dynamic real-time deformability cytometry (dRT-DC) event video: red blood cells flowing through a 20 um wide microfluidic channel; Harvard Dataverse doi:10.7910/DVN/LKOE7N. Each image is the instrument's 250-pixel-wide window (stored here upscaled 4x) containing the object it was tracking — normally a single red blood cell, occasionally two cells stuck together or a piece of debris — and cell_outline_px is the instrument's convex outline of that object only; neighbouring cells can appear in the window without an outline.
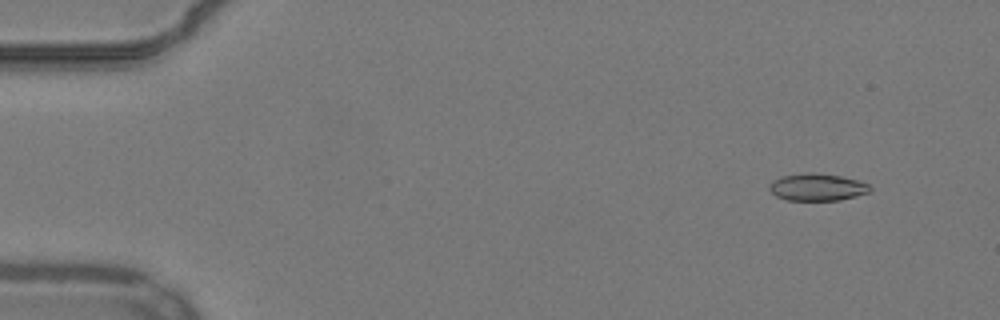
{"species": "common noctule bat (a hibernating species)", "species_latin": "Nyctalus noctula", "temperature_condition": "warm", "stored_images_in_passage": 9, "camera_frame_rate_fps": 3000, "um_per_image_px": 0.085, "animal": {"sex": "male", "body_mass_g": 19.2, "forearm_length_mm": 51.8}, "frame": {"image": 1, "passage_image": 5, "time_ms": 1.333, "image_size_px": [1000, 320], "cell_outline_px": [[872, 188], [868, 192], [856, 196], [840, 200], [788, 200], [776, 196], [768, 188], [772, 180], [780, 176], [812, 172], [840, 176], [856, 180], [868, 184]], "centroid_in_image_um": [69.44, 15.91], "position_along_channel_um": 15.6, "area_um2": 15.84}}